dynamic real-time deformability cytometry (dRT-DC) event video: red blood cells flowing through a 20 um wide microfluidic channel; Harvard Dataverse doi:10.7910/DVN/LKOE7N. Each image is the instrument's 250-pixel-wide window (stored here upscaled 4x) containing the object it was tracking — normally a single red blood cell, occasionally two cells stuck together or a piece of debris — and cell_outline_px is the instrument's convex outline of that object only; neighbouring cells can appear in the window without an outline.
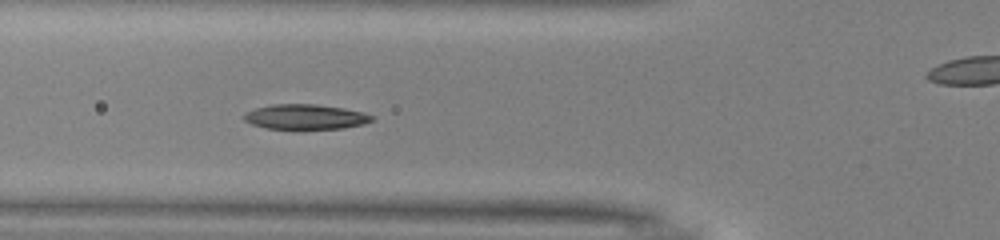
{"species": "common noctule bat (a hibernating species)", "species_latin": "Nyctalus noctula", "temperature_condition": "warm", "stored_images_in_passage": 14, "camera_frame_rate_fps": 3000, "um_per_image_px": 0.085, "animal": {"sex": "male", "body_mass_g": 13.0, "forearm_length_mm": 53.1}, "frame": {"image": 1, "passage_image": 6, "time_ms": 1.667, "image_size_px": [1000, 240], "cell_outline_px": [[376, 116], [372, 120], [364, 124], [344, 128], [268, 128], [252, 124], [244, 120], [244, 112], [256, 108], [272, 104], [316, 104], [344, 108], [364, 112]], "centroid_in_image_um": [25.99, 9.91], "position_along_channel_um": 99.8, "area_um2": 18.5}}
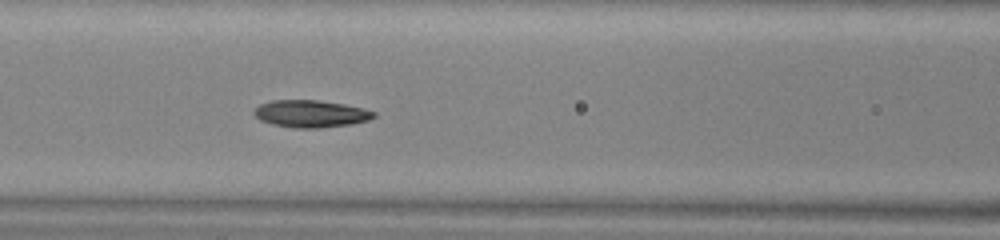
{"frame": {"image": 2, "passage_image": 9, "time_ms": 2.667, "image_size_px": [1000, 240], "cell_outline_px": [[376, 116], [368, 120], [352, 124], [320, 128], [296, 128], [272, 124], [260, 120], [252, 112], [260, 104], [272, 100], [316, 100], [344, 104], [364, 108], [376, 112]], "centroid_in_image_um": [26.43, 9.67], "position_along_channel_um": 140.2, "area_um2": 19.02}}